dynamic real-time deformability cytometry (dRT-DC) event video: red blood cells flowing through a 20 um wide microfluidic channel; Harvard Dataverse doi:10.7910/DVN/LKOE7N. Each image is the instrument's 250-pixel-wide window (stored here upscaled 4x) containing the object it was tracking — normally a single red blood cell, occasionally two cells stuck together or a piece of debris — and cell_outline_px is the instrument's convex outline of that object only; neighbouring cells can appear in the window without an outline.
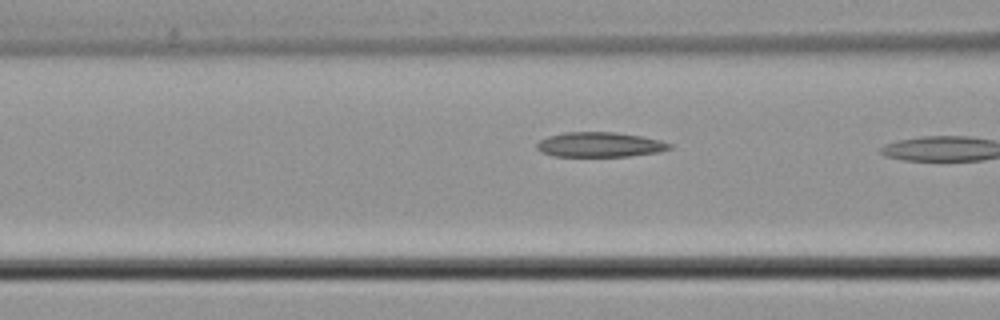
{"species": "common noctule bat (a hibernating species)", "species_latin": "Nyctalus noctula", "temperature_condition": "cold", "stored_images_in_passage": 10, "camera_frame_rate_fps": 3000, "um_per_image_px": 0.085, "animal": {"sex": "male", "body_mass_g": 21.5, "forearm_length_mm": 52.0}, "frame": {"image": 1, "passage_image": 9, "time_ms": 2.667, "image_size_px": [1000, 320], "cell_outline_px": [[672, 148], [660, 152], [628, 156], [552, 156], [540, 152], [536, 148], [536, 144], [540, 140], [548, 136], [564, 132], [616, 132], [640, 136], [660, 140], [672, 144]], "centroid_in_image_um": [50.97, 12.29], "position_along_channel_um": 115.6, "area_um2": 19.31}}